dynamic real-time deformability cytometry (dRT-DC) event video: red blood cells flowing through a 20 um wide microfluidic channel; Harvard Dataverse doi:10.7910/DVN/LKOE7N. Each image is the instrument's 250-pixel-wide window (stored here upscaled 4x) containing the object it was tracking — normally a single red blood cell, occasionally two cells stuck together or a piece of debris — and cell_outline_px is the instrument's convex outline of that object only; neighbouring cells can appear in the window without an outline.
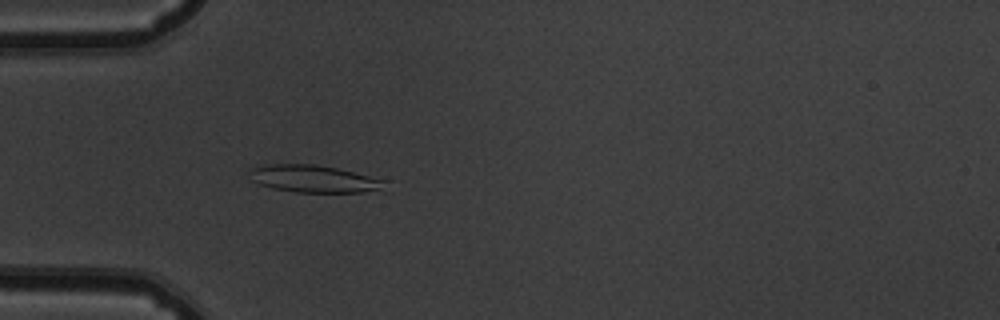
{"species": "common noctule bat (a hibernating species)", "species_latin": "Nyctalus noctula", "temperature_condition": "warm", "stored_images_in_passage": 53, "camera_frame_rate_fps": 3000, "um_per_image_px": 0.085, "animal": {"sex": "male", "body_mass_g": 19.5, "forearm_length_mm": 54.6}, "frame": {"image": 1, "passage_image": 16, "time_ms": 5.0, "image_size_px": [1000, 320], "cell_outline_px": [[392, 192], [296, 192], [272, 188], [260, 184], [252, 180], [248, 172], [248, 168], [272, 164], [316, 164], [336, 168], [388, 180]], "centroid_in_image_um": [26.85, 15.22], "position_along_channel_um": 58.1, "area_um2": 22.2}}
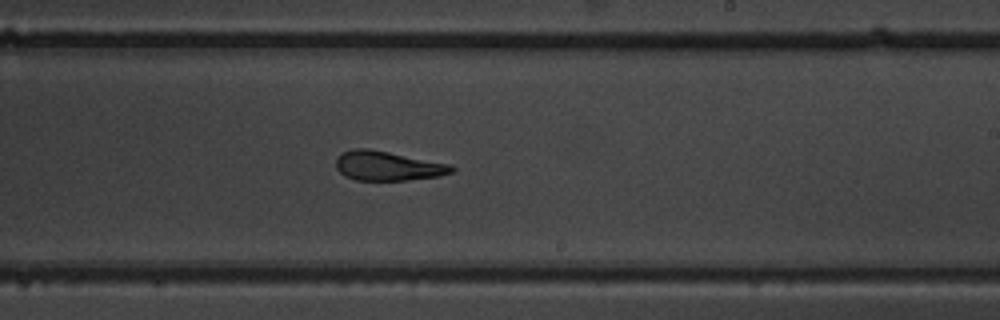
{"frame": {"image": 2, "passage_image": 32, "time_ms": 10.333, "image_size_px": [1000, 320], "cell_outline_px": [[456, 168], [452, 172], [440, 176], [408, 180], [356, 180], [344, 176], [336, 168], [336, 160], [340, 152], [352, 148], [368, 148], [452, 164]], "centroid_in_image_um": [32.95, 14.09], "position_along_channel_um": 256.1, "area_um2": 20.06}}
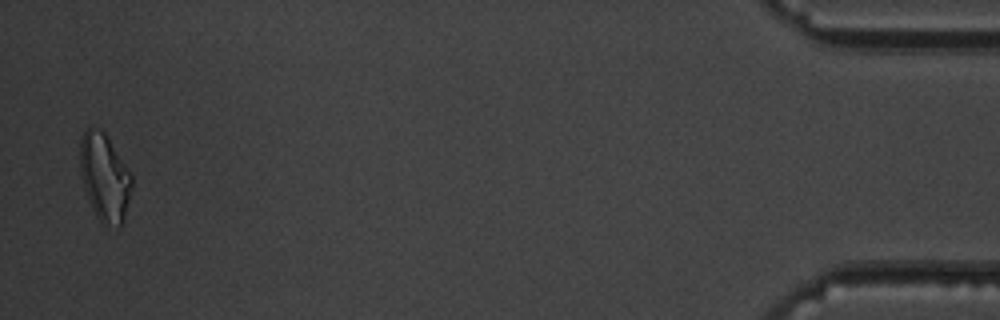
{"frame": {"image": 3, "passage_image": 52, "time_ms": 17.0, "image_size_px": [1000, 320], "cell_outline_px": [[132, 188], [124, 224], [120, 228], [100, 220], [96, 216], [84, 188], [80, 172], [80, 136], [88, 128], [92, 128], [104, 132], [132, 176]], "centroid_in_image_um": [8.9, 15.1], "position_along_channel_um": 426.3, "area_um2": 26.07}, "authors_computed_cell_mechanics": {"area_um2": 21.675, "velocity_mm_per_s": 3.8139, "shape_relaxation_time_tau1_ms": 8.14, "shape_relaxation_time_tau2_ms": 3.0278, "deformation_change_tau1": 0.2109, "deformation_change_tau2": 0.1222}}